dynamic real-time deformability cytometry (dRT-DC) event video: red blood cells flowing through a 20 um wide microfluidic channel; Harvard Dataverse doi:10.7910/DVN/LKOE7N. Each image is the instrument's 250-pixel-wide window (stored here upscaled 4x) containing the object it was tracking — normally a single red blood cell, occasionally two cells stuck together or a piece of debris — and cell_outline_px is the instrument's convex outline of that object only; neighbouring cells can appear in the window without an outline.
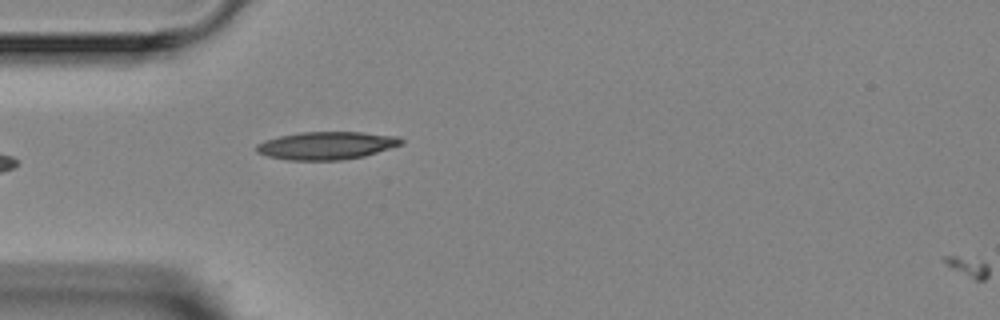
{"species": "Egyptian fruit bat (a non-hibernating species)", "species_latin": "Rousettus aegyptiacus", "temperature_condition": "room temperature", "stored_images_in_passage": 5, "camera_frame_rate_fps": 3000, "um_per_image_px": 0.085, "animal": {"sex": "female"}, "frame": {"image": 1, "passage_image": 5, "time_ms": 5.667, "image_size_px": [1000, 320], "cell_outline_px": [[404, 144], [364, 156], [340, 160], [288, 160], [268, 156], [256, 152], [256, 144], [264, 140], [280, 136], [300, 132], [360, 132], [396, 136], [404, 140]], "centroid_in_image_um": [27.75, 12.37], "position_along_channel_um": 57.3, "area_um2": 23.47}}